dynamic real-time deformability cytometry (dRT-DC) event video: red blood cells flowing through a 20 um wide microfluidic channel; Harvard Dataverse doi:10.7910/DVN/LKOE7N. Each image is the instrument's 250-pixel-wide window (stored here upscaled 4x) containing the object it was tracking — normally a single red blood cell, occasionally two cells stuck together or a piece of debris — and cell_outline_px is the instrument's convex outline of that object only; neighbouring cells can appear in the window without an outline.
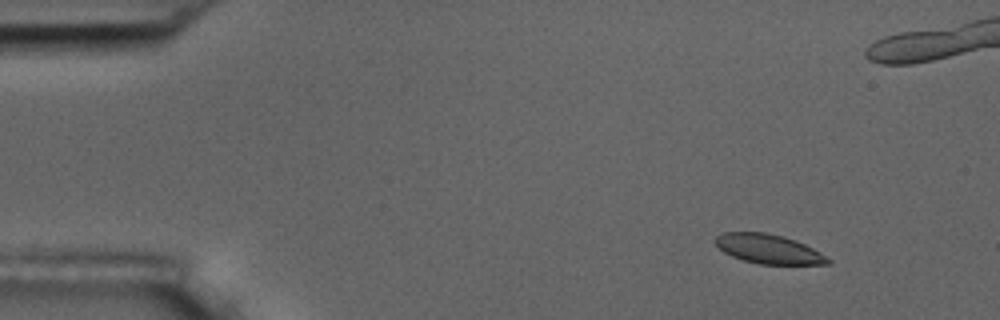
{"species": "common noctule bat (a hibernating species)", "species_latin": "Nyctalus noctula", "temperature_condition": "room temperature", "stored_images_in_passage": 4, "camera_frame_rate_fps": 3000, "um_per_image_px": 0.085, "animal": {"sex": "male", "body_mass_g": 17.5, "forearm_length_mm": 52.3}, "frame": {"image": 1, "passage_image": 1, "time_ms": 0.0, "image_size_px": [1000, 320], "cell_outline_px": [[832, 264], [760, 264], [744, 260], [732, 256], [724, 252], [712, 240], [716, 236], [724, 232], [764, 232], [784, 236], [796, 240], [820, 252], [832, 260]], "centroid_in_image_um": [65.33, 21.15], "position_along_channel_um": 19.7, "area_um2": 19.25}}